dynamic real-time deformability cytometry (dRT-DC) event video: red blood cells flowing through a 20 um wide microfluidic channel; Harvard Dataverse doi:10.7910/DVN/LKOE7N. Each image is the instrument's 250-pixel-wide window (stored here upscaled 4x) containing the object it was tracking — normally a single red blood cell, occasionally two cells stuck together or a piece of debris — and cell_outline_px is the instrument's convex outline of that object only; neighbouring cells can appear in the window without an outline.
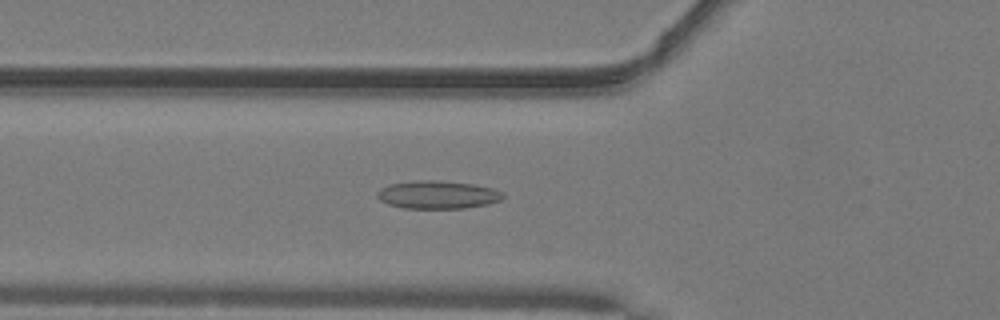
{"species": "common noctule bat (a hibernating species)", "species_latin": "Nyctalus noctula", "temperature_condition": "warm", "stored_images_in_passage": 32, "camera_frame_rate_fps": 3000, "um_per_image_px": 0.085, "animal": {"sex": "male", "body_mass_g": 19.2, "forearm_length_mm": 51.8}, "frame": {"image": 1, "passage_image": 4, "time_ms": 1.0, "image_size_px": [1000, 320], "cell_outline_px": [[504, 196], [500, 200], [488, 204], [464, 208], [404, 208], [388, 204], [380, 200], [376, 196], [376, 192], [380, 188], [388, 184], [412, 180], [440, 180], [472, 184], [492, 188], [504, 192]], "centroid_in_image_um": [37.17, 16.54], "position_along_channel_um": 88.6, "area_um2": 20.69}}
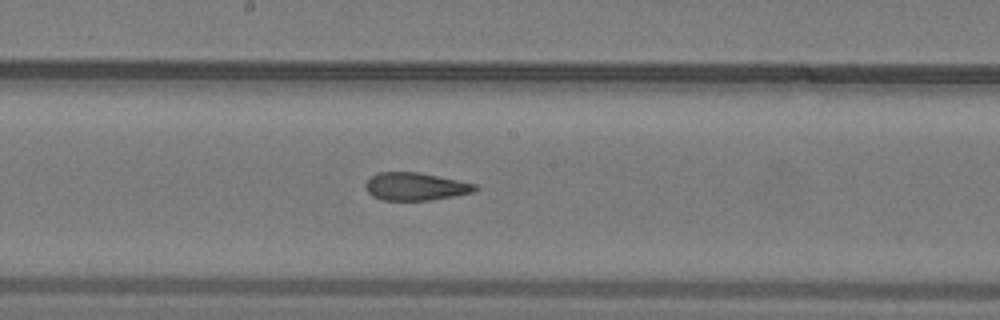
{"frame": {"image": 2, "passage_image": 13, "time_ms": 4.0, "image_size_px": [1000, 320], "cell_outline_px": [[480, 188], [472, 192], [452, 196], [428, 200], [380, 200], [372, 196], [368, 192], [364, 184], [376, 172], [416, 172], [476, 184]], "centroid_in_image_um": [35.27, 15.85], "position_along_channel_um": 212.9, "area_um2": 17.51}}
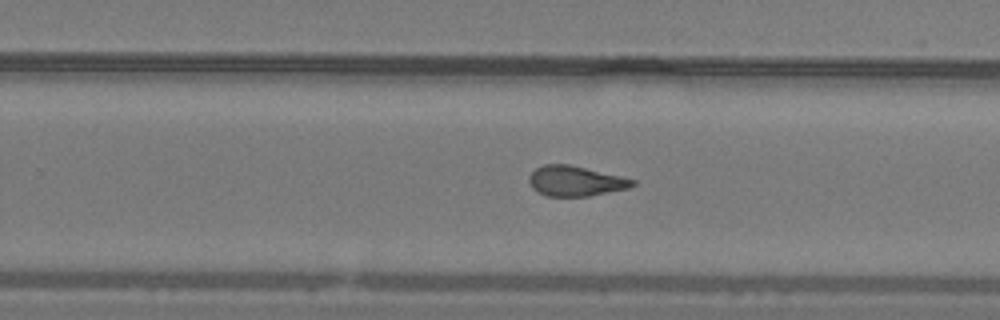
{"frame": {"image": 3, "passage_image": 18, "time_ms": 5.667, "image_size_px": [1000, 320], "cell_outline_px": [[636, 184], [628, 188], [588, 196], [548, 196], [532, 188], [528, 180], [528, 176], [536, 168], [544, 164], [568, 164], [620, 176], [636, 180]], "centroid_in_image_um": [48.9, 15.38], "position_along_channel_um": 280.9, "area_um2": 17.98}, "authors_computed_cell_mechanics": {"area_um2": 18.496, "velocity_mm_per_s": 4.1088, "shape_relaxation_time_tau1_ms": null, "shape_relaxation_time_tau2_ms": 1.9517, "deformation_change_tau1": null, "deformation_change_tau2": 0.1085}}